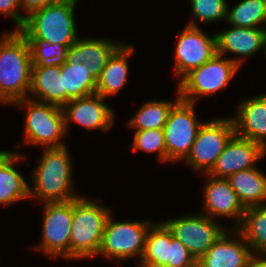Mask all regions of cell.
<instances>
[{
	"instance_id": "1",
	"label": "cell",
	"mask_w": 266,
	"mask_h": 267,
	"mask_svg": "<svg viewBox=\"0 0 266 267\" xmlns=\"http://www.w3.org/2000/svg\"><path fill=\"white\" fill-rule=\"evenodd\" d=\"M32 58L29 44L19 31L0 40V103L27 98L31 87Z\"/></svg>"
},
{
	"instance_id": "2",
	"label": "cell",
	"mask_w": 266,
	"mask_h": 267,
	"mask_svg": "<svg viewBox=\"0 0 266 267\" xmlns=\"http://www.w3.org/2000/svg\"><path fill=\"white\" fill-rule=\"evenodd\" d=\"M38 166L33 171V186H29L31 197L45 202H67L79 196L72 190V164L66 146L44 148Z\"/></svg>"
},
{
	"instance_id": "3",
	"label": "cell",
	"mask_w": 266,
	"mask_h": 267,
	"mask_svg": "<svg viewBox=\"0 0 266 267\" xmlns=\"http://www.w3.org/2000/svg\"><path fill=\"white\" fill-rule=\"evenodd\" d=\"M73 0H60L26 16L19 32L26 39H42L71 46L77 37Z\"/></svg>"
},
{
	"instance_id": "4",
	"label": "cell",
	"mask_w": 266,
	"mask_h": 267,
	"mask_svg": "<svg viewBox=\"0 0 266 267\" xmlns=\"http://www.w3.org/2000/svg\"><path fill=\"white\" fill-rule=\"evenodd\" d=\"M111 214L96 201L82 196L73 199V218L70 236V259L98 256L105 223Z\"/></svg>"
},
{
	"instance_id": "5",
	"label": "cell",
	"mask_w": 266,
	"mask_h": 267,
	"mask_svg": "<svg viewBox=\"0 0 266 267\" xmlns=\"http://www.w3.org/2000/svg\"><path fill=\"white\" fill-rule=\"evenodd\" d=\"M13 104L27 107L24 128V142L26 144L45 145L44 148L66 146L61 142V139L67 134L62 107L37 102L29 98L16 101Z\"/></svg>"
},
{
	"instance_id": "6",
	"label": "cell",
	"mask_w": 266,
	"mask_h": 267,
	"mask_svg": "<svg viewBox=\"0 0 266 267\" xmlns=\"http://www.w3.org/2000/svg\"><path fill=\"white\" fill-rule=\"evenodd\" d=\"M241 62V59L223 58L216 53L207 63L192 69L180 80L177 88L180 99L194 103L197 97L225 88L236 75Z\"/></svg>"
},
{
	"instance_id": "7",
	"label": "cell",
	"mask_w": 266,
	"mask_h": 267,
	"mask_svg": "<svg viewBox=\"0 0 266 267\" xmlns=\"http://www.w3.org/2000/svg\"><path fill=\"white\" fill-rule=\"evenodd\" d=\"M152 224L147 221L114 222L111 214L105 223L98 256L117 260L143 256L145 239Z\"/></svg>"
},
{
	"instance_id": "8",
	"label": "cell",
	"mask_w": 266,
	"mask_h": 267,
	"mask_svg": "<svg viewBox=\"0 0 266 267\" xmlns=\"http://www.w3.org/2000/svg\"><path fill=\"white\" fill-rule=\"evenodd\" d=\"M202 124L195 118L194 103L179 99L173 105L163 127L167 161L187 158Z\"/></svg>"
},
{
	"instance_id": "9",
	"label": "cell",
	"mask_w": 266,
	"mask_h": 267,
	"mask_svg": "<svg viewBox=\"0 0 266 267\" xmlns=\"http://www.w3.org/2000/svg\"><path fill=\"white\" fill-rule=\"evenodd\" d=\"M234 135L232 118H217L203 123L185 161L194 170H204L207 174Z\"/></svg>"
},
{
	"instance_id": "10",
	"label": "cell",
	"mask_w": 266,
	"mask_h": 267,
	"mask_svg": "<svg viewBox=\"0 0 266 267\" xmlns=\"http://www.w3.org/2000/svg\"><path fill=\"white\" fill-rule=\"evenodd\" d=\"M44 204L41 245L34 248L43 250L52 259L57 256L70 259L73 200Z\"/></svg>"
},
{
	"instance_id": "11",
	"label": "cell",
	"mask_w": 266,
	"mask_h": 267,
	"mask_svg": "<svg viewBox=\"0 0 266 267\" xmlns=\"http://www.w3.org/2000/svg\"><path fill=\"white\" fill-rule=\"evenodd\" d=\"M163 223L196 260L204 255L226 231L224 227L215 223L213 218L205 214L186 215Z\"/></svg>"
},
{
	"instance_id": "12",
	"label": "cell",
	"mask_w": 266,
	"mask_h": 267,
	"mask_svg": "<svg viewBox=\"0 0 266 267\" xmlns=\"http://www.w3.org/2000/svg\"><path fill=\"white\" fill-rule=\"evenodd\" d=\"M175 74L181 79L192 69L207 63L217 53V35L209 37L191 21L180 32L175 47Z\"/></svg>"
},
{
	"instance_id": "13",
	"label": "cell",
	"mask_w": 266,
	"mask_h": 267,
	"mask_svg": "<svg viewBox=\"0 0 266 267\" xmlns=\"http://www.w3.org/2000/svg\"><path fill=\"white\" fill-rule=\"evenodd\" d=\"M265 155L266 149L261 144L235 134L207 174L216 178H227L238 171L255 167L256 161Z\"/></svg>"
},
{
	"instance_id": "14",
	"label": "cell",
	"mask_w": 266,
	"mask_h": 267,
	"mask_svg": "<svg viewBox=\"0 0 266 267\" xmlns=\"http://www.w3.org/2000/svg\"><path fill=\"white\" fill-rule=\"evenodd\" d=\"M105 98L93 93L81 98L71 99L64 107L65 129L68 123H75L87 129L108 131L114 124V111L103 102Z\"/></svg>"
},
{
	"instance_id": "15",
	"label": "cell",
	"mask_w": 266,
	"mask_h": 267,
	"mask_svg": "<svg viewBox=\"0 0 266 267\" xmlns=\"http://www.w3.org/2000/svg\"><path fill=\"white\" fill-rule=\"evenodd\" d=\"M235 236L230 239L227 230L224 234L197 260V267H251L253 253L243 235L233 229Z\"/></svg>"
},
{
	"instance_id": "16",
	"label": "cell",
	"mask_w": 266,
	"mask_h": 267,
	"mask_svg": "<svg viewBox=\"0 0 266 267\" xmlns=\"http://www.w3.org/2000/svg\"><path fill=\"white\" fill-rule=\"evenodd\" d=\"M207 176L208 182L204 187V214L210 218L213 216L237 218V224L233 227L237 229L243 220L246 208L226 178H216L208 174Z\"/></svg>"
},
{
	"instance_id": "17",
	"label": "cell",
	"mask_w": 266,
	"mask_h": 267,
	"mask_svg": "<svg viewBox=\"0 0 266 267\" xmlns=\"http://www.w3.org/2000/svg\"><path fill=\"white\" fill-rule=\"evenodd\" d=\"M237 110L238 115L232 118L235 134L266 149V95L240 102Z\"/></svg>"
},
{
	"instance_id": "18",
	"label": "cell",
	"mask_w": 266,
	"mask_h": 267,
	"mask_svg": "<svg viewBox=\"0 0 266 267\" xmlns=\"http://www.w3.org/2000/svg\"><path fill=\"white\" fill-rule=\"evenodd\" d=\"M122 44L109 39H77L67 50L66 63H86V67L98 78L109 57Z\"/></svg>"
},
{
	"instance_id": "19",
	"label": "cell",
	"mask_w": 266,
	"mask_h": 267,
	"mask_svg": "<svg viewBox=\"0 0 266 267\" xmlns=\"http://www.w3.org/2000/svg\"><path fill=\"white\" fill-rule=\"evenodd\" d=\"M29 92L35 98L38 97L37 100L30 98L31 100L63 108L66 105V89L61 66L32 67Z\"/></svg>"
},
{
	"instance_id": "20",
	"label": "cell",
	"mask_w": 266,
	"mask_h": 267,
	"mask_svg": "<svg viewBox=\"0 0 266 267\" xmlns=\"http://www.w3.org/2000/svg\"><path fill=\"white\" fill-rule=\"evenodd\" d=\"M133 47L122 43L109 57L105 67L96 81V93L104 98L112 96L123 89L127 83L128 61L132 55Z\"/></svg>"
},
{
	"instance_id": "21",
	"label": "cell",
	"mask_w": 266,
	"mask_h": 267,
	"mask_svg": "<svg viewBox=\"0 0 266 267\" xmlns=\"http://www.w3.org/2000/svg\"><path fill=\"white\" fill-rule=\"evenodd\" d=\"M217 53L224 55L226 52L249 57L262 49V29L231 27L217 33Z\"/></svg>"
},
{
	"instance_id": "22",
	"label": "cell",
	"mask_w": 266,
	"mask_h": 267,
	"mask_svg": "<svg viewBox=\"0 0 266 267\" xmlns=\"http://www.w3.org/2000/svg\"><path fill=\"white\" fill-rule=\"evenodd\" d=\"M7 152L0 159V204L9 206L12 202L30 197L29 184L13 166L24 156Z\"/></svg>"
},
{
	"instance_id": "23",
	"label": "cell",
	"mask_w": 266,
	"mask_h": 267,
	"mask_svg": "<svg viewBox=\"0 0 266 267\" xmlns=\"http://www.w3.org/2000/svg\"><path fill=\"white\" fill-rule=\"evenodd\" d=\"M226 179L245 208L266 203V175L256 167L238 171Z\"/></svg>"
},
{
	"instance_id": "24",
	"label": "cell",
	"mask_w": 266,
	"mask_h": 267,
	"mask_svg": "<svg viewBox=\"0 0 266 267\" xmlns=\"http://www.w3.org/2000/svg\"><path fill=\"white\" fill-rule=\"evenodd\" d=\"M171 231L162 223L152 224L145 239L140 267H168Z\"/></svg>"
},
{
	"instance_id": "25",
	"label": "cell",
	"mask_w": 266,
	"mask_h": 267,
	"mask_svg": "<svg viewBox=\"0 0 266 267\" xmlns=\"http://www.w3.org/2000/svg\"><path fill=\"white\" fill-rule=\"evenodd\" d=\"M237 230L243 235L253 255L257 251L259 256L266 254V204L247 207Z\"/></svg>"
},
{
	"instance_id": "26",
	"label": "cell",
	"mask_w": 266,
	"mask_h": 267,
	"mask_svg": "<svg viewBox=\"0 0 266 267\" xmlns=\"http://www.w3.org/2000/svg\"><path fill=\"white\" fill-rule=\"evenodd\" d=\"M66 104L75 98L96 93L97 78L86 67V63H64L61 66Z\"/></svg>"
},
{
	"instance_id": "27",
	"label": "cell",
	"mask_w": 266,
	"mask_h": 267,
	"mask_svg": "<svg viewBox=\"0 0 266 267\" xmlns=\"http://www.w3.org/2000/svg\"><path fill=\"white\" fill-rule=\"evenodd\" d=\"M177 97L174 103L173 101H148L143 104L128 123L129 126L136 130L163 129L171 108L180 99L179 91Z\"/></svg>"
},
{
	"instance_id": "28",
	"label": "cell",
	"mask_w": 266,
	"mask_h": 267,
	"mask_svg": "<svg viewBox=\"0 0 266 267\" xmlns=\"http://www.w3.org/2000/svg\"><path fill=\"white\" fill-rule=\"evenodd\" d=\"M232 8L227 6L226 19L233 27L261 28L259 24L266 23L264 0H242Z\"/></svg>"
},
{
	"instance_id": "29",
	"label": "cell",
	"mask_w": 266,
	"mask_h": 267,
	"mask_svg": "<svg viewBox=\"0 0 266 267\" xmlns=\"http://www.w3.org/2000/svg\"><path fill=\"white\" fill-rule=\"evenodd\" d=\"M31 52L32 67L62 66L70 46L52 44L42 39H26Z\"/></svg>"
},
{
	"instance_id": "30",
	"label": "cell",
	"mask_w": 266,
	"mask_h": 267,
	"mask_svg": "<svg viewBox=\"0 0 266 267\" xmlns=\"http://www.w3.org/2000/svg\"><path fill=\"white\" fill-rule=\"evenodd\" d=\"M133 150L146 152L157 151L161 161H167V150L165 145L163 129L136 130L132 143Z\"/></svg>"
},
{
	"instance_id": "31",
	"label": "cell",
	"mask_w": 266,
	"mask_h": 267,
	"mask_svg": "<svg viewBox=\"0 0 266 267\" xmlns=\"http://www.w3.org/2000/svg\"><path fill=\"white\" fill-rule=\"evenodd\" d=\"M190 5L194 17L200 22L226 20L228 6L226 0H190Z\"/></svg>"
},
{
	"instance_id": "32",
	"label": "cell",
	"mask_w": 266,
	"mask_h": 267,
	"mask_svg": "<svg viewBox=\"0 0 266 267\" xmlns=\"http://www.w3.org/2000/svg\"><path fill=\"white\" fill-rule=\"evenodd\" d=\"M168 267H197V260L172 233Z\"/></svg>"
},
{
	"instance_id": "33",
	"label": "cell",
	"mask_w": 266,
	"mask_h": 267,
	"mask_svg": "<svg viewBox=\"0 0 266 267\" xmlns=\"http://www.w3.org/2000/svg\"><path fill=\"white\" fill-rule=\"evenodd\" d=\"M17 8H20L19 0H0V15L4 14L11 17L17 24L18 29L16 31H19L25 22L26 16L20 14Z\"/></svg>"
},
{
	"instance_id": "34",
	"label": "cell",
	"mask_w": 266,
	"mask_h": 267,
	"mask_svg": "<svg viewBox=\"0 0 266 267\" xmlns=\"http://www.w3.org/2000/svg\"><path fill=\"white\" fill-rule=\"evenodd\" d=\"M60 0H19V5L25 10L27 16L35 10L41 9L49 4Z\"/></svg>"
},
{
	"instance_id": "35",
	"label": "cell",
	"mask_w": 266,
	"mask_h": 267,
	"mask_svg": "<svg viewBox=\"0 0 266 267\" xmlns=\"http://www.w3.org/2000/svg\"><path fill=\"white\" fill-rule=\"evenodd\" d=\"M262 254V257L260 258L257 255H253L251 267H266V254L265 256Z\"/></svg>"
},
{
	"instance_id": "36",
	"label": "cell",
	"mask_w": 266,
	"mask_h": 267,
	"mask_svg": "<svg viewBox=\"0 0 266 267\" xmlns=\"http://www.w3.org/2000/svg\"><path fill=\"white\" fill-rule=\"evenodd\" d=\"M265 28H261L262 29V44H263V47H264V54L266 55V23L264 24Z\"/></svg>"
},
{
	"instance_id": "37",
	"label": "cell",
	"mask_w": 266,
	"mask_h": 267,
	"mask_svg": "<svg viewBox=\"0 0 266 267\" xmlns=\"http://www.w3.org/2000/svg\"><path fill=\"white\" fill-rule=\"evenodd\" d=\"M8 151H0V159L7 153Z\"/></svg>"
}]
</instances>
